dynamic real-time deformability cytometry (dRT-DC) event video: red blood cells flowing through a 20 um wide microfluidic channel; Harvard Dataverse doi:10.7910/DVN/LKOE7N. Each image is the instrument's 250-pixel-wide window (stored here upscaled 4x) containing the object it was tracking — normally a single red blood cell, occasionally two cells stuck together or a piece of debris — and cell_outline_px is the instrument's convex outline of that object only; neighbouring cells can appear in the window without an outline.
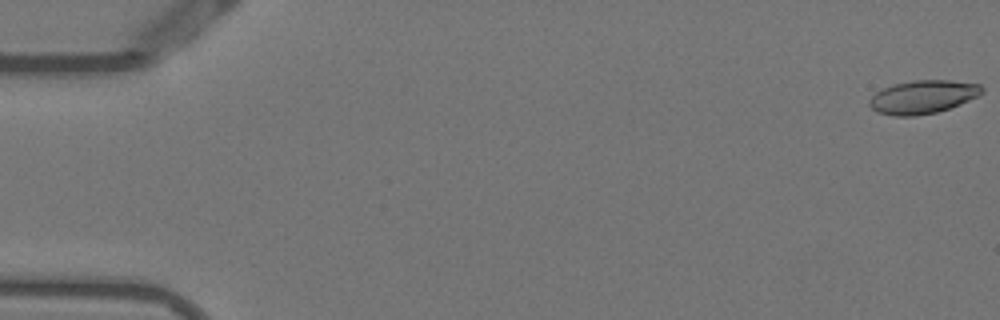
{"species": "Egyptian fruit bat (a non-hibernating species)", "species_latin": "Rousettus aegyptiacus", "temperature_condition": "warm", "stored_images_in_passage": 54, "camera_frame_rate_fps": 3000, "um_per_image_px": 0.085, "animal": {"sex": "female"}, "frame": {"image": 1, "passage_image": 1, "time_ms": 0.0, "image_size_px": [1000, 320], "cell_outline_px": [[984, 92], [980, 96], [960, 104], [936, 112], [916, 116], [892, 116], [876, 112], [868, 104], [868, 100], [876, 92], [892, 84], [912, 80], [952, 80], [980, 84], [984, 88]], "centroid_in_image_um": [78.45, 8.23], "position_along_channel_um": 6.5, "area_um2": 22.14}}
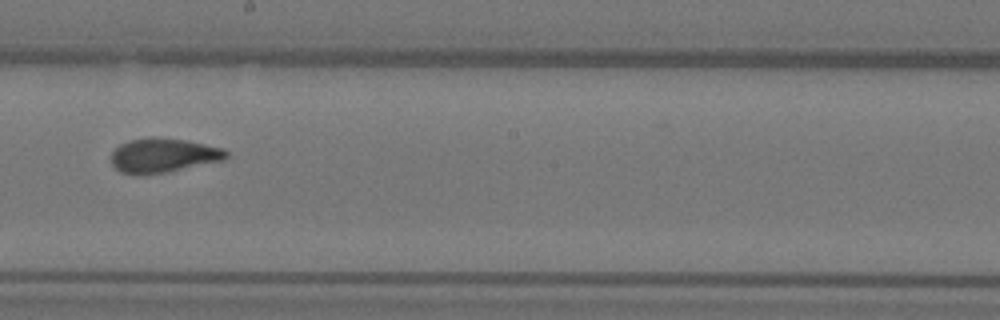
{"frame": {"image": 2, "passage_image": 31, "time_ms": 10.0, "image_size_px": [1000, 320], "cell_outline_px": [[228, 156], [224, 160], [168, 172], [120, 172], [112, 164], [112, 152], [120, 144], [128, 140], [152, 136], [156, 136], [184, 140], [224, 148], [228, 152]], "centroid_in_image_um": [13.92, 13.16], "position_along_channel_um": 234.3, "area_um2": 22.6}}
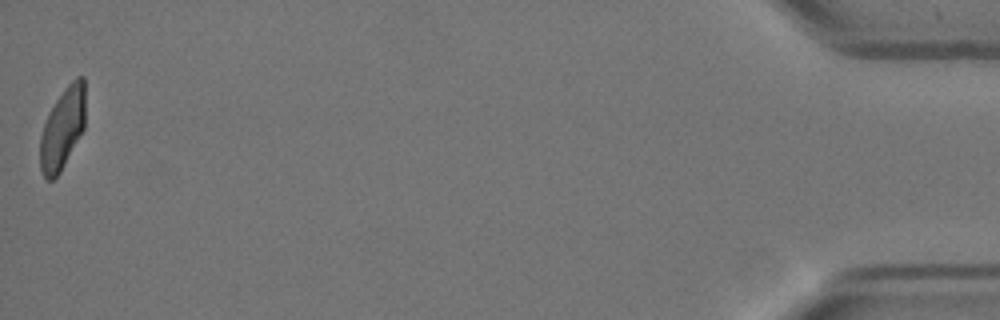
{"frame": {"image": 3, "passage_image": 54, "time_ms": 17.667, "image_size_px": [1000, 320], "cell_outline_px": [[84, 128], [60, 172], [52, 180], [48, 180], [40, 172], [40, 136], [48, 112], [64, 88], [76, 76], [84, 76]], "centroid_in_image_um": [5.3, 10.91], "position_along_channel_um": 429.9, "area_um2": 21.33}, "authors_computed_cell_mechanics": {"area_um2": 22.542, "velocity_mm_per_s": 3.799, "shape_relaxation_time_tau1_ms": 5.8056, "shape_relaxation_time_tau2_ms": 1.0786, "deformation_change_tau1": 0.1924, "deformation_change_tau2": 0.0755}}